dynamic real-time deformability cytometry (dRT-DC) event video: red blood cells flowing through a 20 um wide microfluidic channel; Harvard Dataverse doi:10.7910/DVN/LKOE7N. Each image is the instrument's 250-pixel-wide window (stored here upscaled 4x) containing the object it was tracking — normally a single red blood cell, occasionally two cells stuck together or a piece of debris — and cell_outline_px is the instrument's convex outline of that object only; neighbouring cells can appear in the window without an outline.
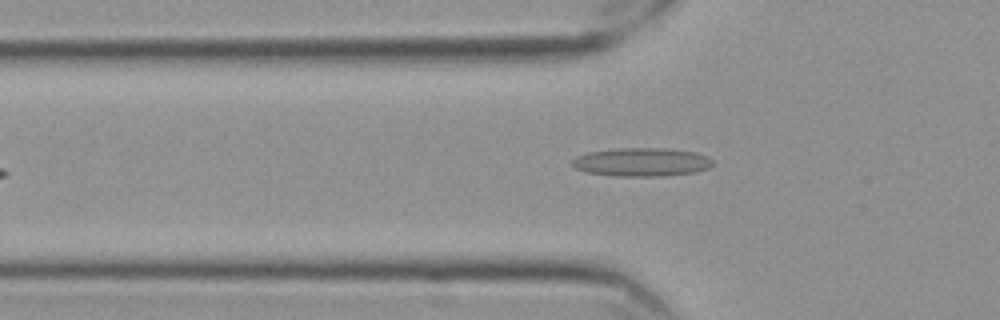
{"species": "Egyptian fruit bat (a non-hibernating species)", "species_latin": "Rousettus aegyptiacus", "temperature_condition": "cold", "stored_images_in_passage": 44, "camera_frame_rate_fps": 3000, "um_per_image_px": 0.085, "frame": {"image": 1, "passage_image": 6, "time_ms": 1.667, "image_size_px": [1000, 320], "cell_outline_px": [[712, 164], [708, 168], [696, 172], [664, 176], [612, 176], [584, 172], [576, 168], [572, 164], [572, 160], [576, 156], [588, 152], [616, 148], [664, 148], [696, 152], [708, 156], [712, 160]], "centroid_in_image_um": [54.53, 13.78], "position_along_channel_um": 71.3, "area_um2": 23.52}}
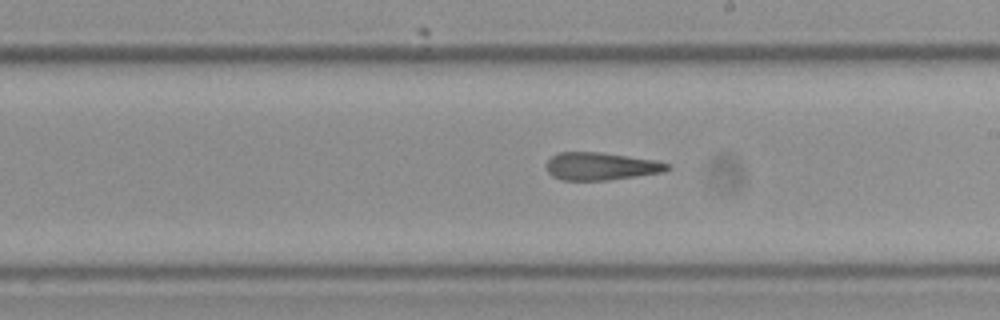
{"frame": {"image": 2, "passage_image": 20, "time_ms": 6.333, "image_size_px": [1000, 320], "cell_outline_px": [[672, 168], [664, 172], [608, 180], [560, 180], [552, 176], [548, 172], [548, 160], [552, 156], [560, 152], [600, 152], [656, 160], [672, 164]], "centroid_in_image_um": [51.13, 14.13], "position_along_channel_um": 237.9, "area_um2": 19.54}}
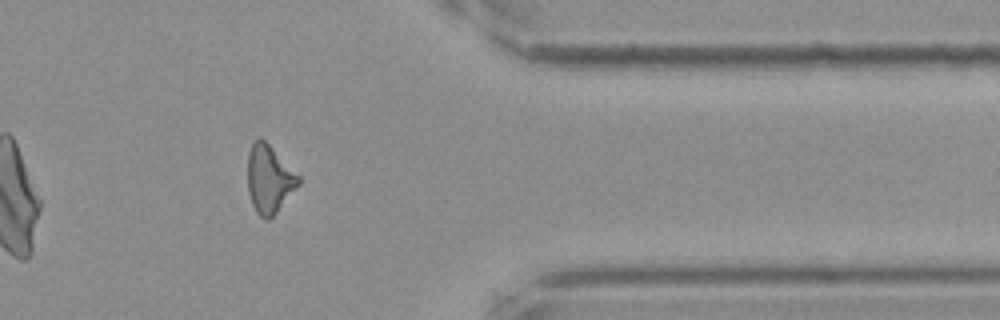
{"frame": {"image": 3, "passage_image": 34, "time_ms": 11.0, "image_size_px": [1000, 320], "cell_outline_px": [[300, 184], [276, 212], [268, 220], [264, 220], [256, 212], [252, 204], [248, 192], [248, 152], [252, 144], [260, 136], [300, 176]], "centroid_in_image_um": [22.87, 15.23], "position_along_channel_um": 388.5, "area_um2": 19.94}, "authors_computed_cell_mechanics": {"area_um2": 19.8832, "velocity_mm_per_s": 3.5517, "shape_relaxation_time_tau1_ms": null, "shape_relaxation_time_tau2_ms": 3.4897, "deformation_change_tau1": null, "deformation_change_tau2": 0.1618}}